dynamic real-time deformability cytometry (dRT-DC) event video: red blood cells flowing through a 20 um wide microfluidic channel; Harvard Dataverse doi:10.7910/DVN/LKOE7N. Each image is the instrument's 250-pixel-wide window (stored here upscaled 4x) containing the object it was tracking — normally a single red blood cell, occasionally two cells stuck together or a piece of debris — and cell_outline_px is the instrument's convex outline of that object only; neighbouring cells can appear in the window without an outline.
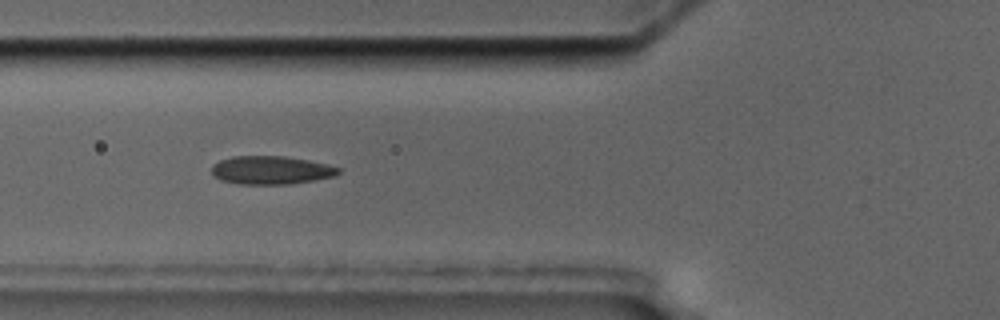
{"species": "common noctule bat (a hibernating species)", "species_latin": "Nyctalus noctula", "temperature_condition": "cold", "stored_images_in_passage": 3, "camera_frame_rate_fps": 3000, "um_per_image_px": 0.085, "animal": {"sex": "male", "body_mass_g": 17.5, "forearm_length_mm": 52.3}, "frame": {"image": 1, "passage_image": 2, "time_ms": 1.0, "image_size_px": [1000, 320], "cell_outline_px": [[340, 172], [336, 176], [288, 184], [240, 184], [220, 180], [212, 172], [212, 164], [220, 160], [232, 156], [284, 156], [308, 160], [328, 164], [340, 168]], "centroid_in_image_um": [23.04, 14.45], "position_along_channel_um": 102.8, "area_um2": 20.87}}